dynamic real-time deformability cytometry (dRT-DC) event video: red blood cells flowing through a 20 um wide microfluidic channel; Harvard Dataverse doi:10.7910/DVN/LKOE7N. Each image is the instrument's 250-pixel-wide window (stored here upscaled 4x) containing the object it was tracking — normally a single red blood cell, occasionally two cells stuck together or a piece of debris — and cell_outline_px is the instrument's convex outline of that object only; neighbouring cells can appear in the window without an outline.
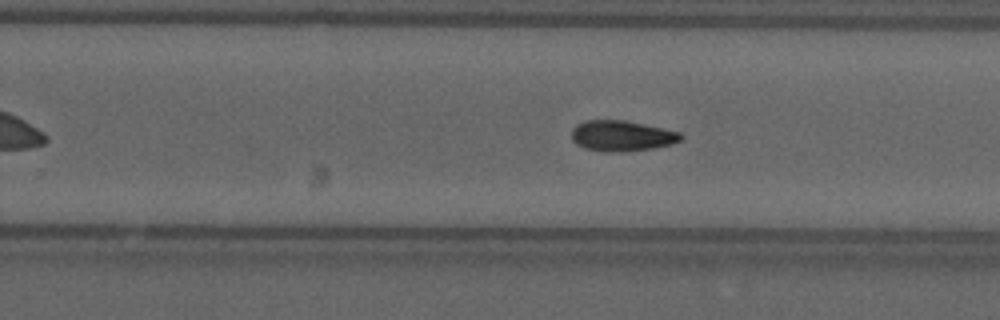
{"species": "common noctule bat (a hibernating species)", "species_latin": "Nyctalus noctula", "temperature_condition": "cold", "stored_images_in_passage": 53, "camera_frame_rate_fps": 3000, "um_per_image_px": 0.085, "animal": {"sex": "male", "forearm_length_mm": 52.5}, "frame": {"image": 1, "passage_image": 31, "time_ms": 10.0, "image_size_px": [1000, 320], "cell_outline_px": [[684, 136], [680, 140], [672, 144], [652, 148], [620, 152], [608, 152], [584, 148], [576, 144], [572, 140], [572, 128], [576, 124], [588, 120], [624, 120], [664, 128], [680, 132]], "centroid_in_image_um": [52.84, 11.54], "position_along_channel_um": 277.0, "area_um2": 19.54}, "authors_computed_cell_mechanics": {"area_um2": 19.1896, "velocity_mm_per_s": 3.6802, "shape_relaxation_time_tau1_ms": 5.7436, "shape_relaxation_time_tau2_ms": 9.0312, "deformation_change_tau1": 0.1499, "deformation_change_tau2": 0.1549}}